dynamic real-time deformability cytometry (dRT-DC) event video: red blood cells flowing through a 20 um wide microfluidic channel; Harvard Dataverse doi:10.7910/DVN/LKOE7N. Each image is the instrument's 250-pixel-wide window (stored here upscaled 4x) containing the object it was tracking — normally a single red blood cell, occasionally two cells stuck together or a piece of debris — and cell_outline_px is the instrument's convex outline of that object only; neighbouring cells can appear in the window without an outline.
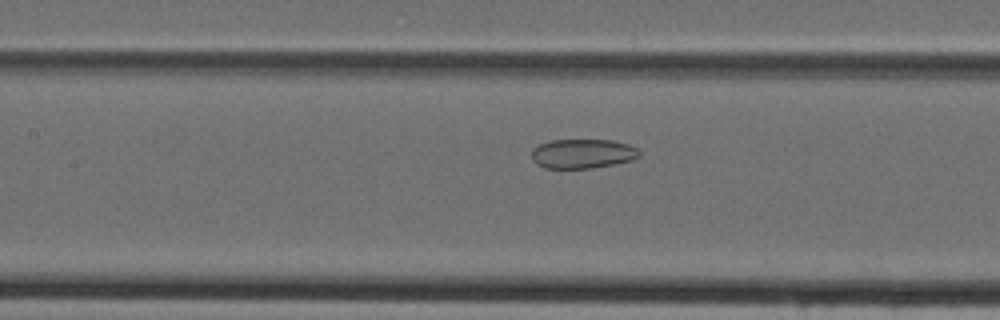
{"species": "Egyptian fruit bat (a non-hibernating species)", "species_latin": "Rousettus aegyptiacus", "temperature_condition": "cold", "stored_images_in_passage": 34, "camera_frame_rate_fps": 3000, "um_per_image_px": 0.085, "animal": {"sex": "female"}, "frame": {"image": 1, "passage_image": 14, "time_ms": 4.333, "image_size_px": [1000, 320], "cell_outline_px": [[640, 156], [632, 160], [592, 168], [544, 168], [536, 164], [532, 160], [532, 148], [540, 144], [552, 140], [612, 140], [628, 144], [636, 148], [640, 152]], "centroid_in_image_um": [49.5, 13.06], "position_along_channel_um": 157.9, "area_um2": 18.44}}
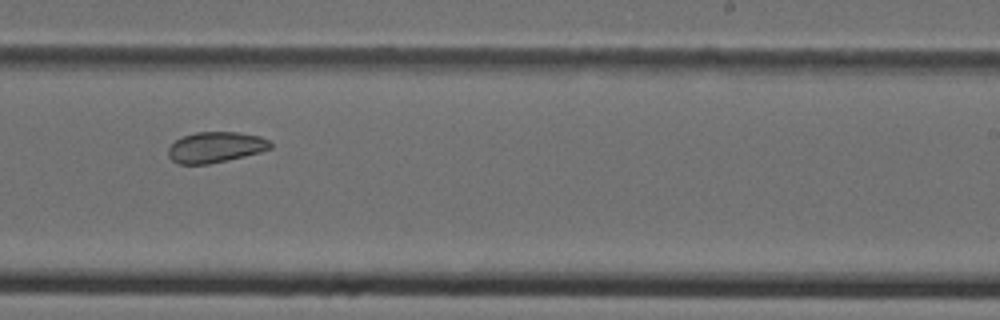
{"frame": {"image": 2, "passage_image": 22, "time_ms": 7.0, "image_size_px": [1000, 320], "cell_outline_px": [[272, 148], [260, 152], [228, 160], [208, 164], [180, 164], [172, 160], [168, 156], [168, 148], [176, 140], [184, 136], [196, 132], [236, 132], [260, 136], [268, 140], [272, 144]], "centroid_in_image_um": [18.33, 12.51], "position_along_channel_um": 270.7, "area_um2": 18.21}}
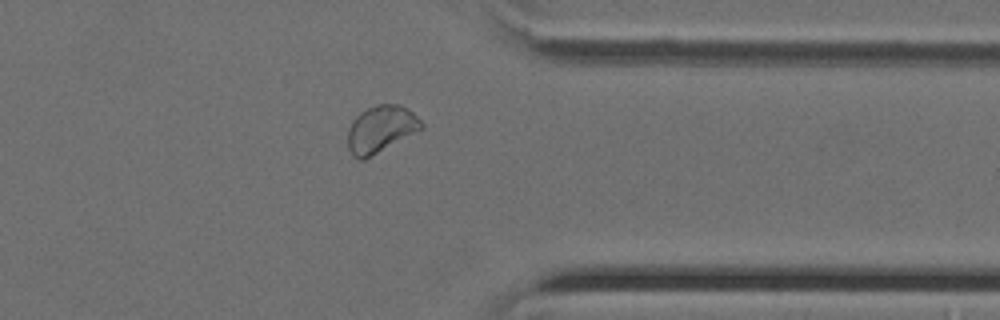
{"frame": {"image": 3, "passage_image": 30, "time_ms": 9.667, "image_size_px": [1000, 320], "cell_outline_px": [[424, 128], [364, 160], [360, 160], [352, 156], [348, 148], [348, 128], [352, 120], [360, 112], [376, 104], [400, 104], [412, 112], [424, 124]], "centroid_in_image_um": [32.35, 10.98], "position_along_channel_um": 379.0, "area_um2": 20.17}}